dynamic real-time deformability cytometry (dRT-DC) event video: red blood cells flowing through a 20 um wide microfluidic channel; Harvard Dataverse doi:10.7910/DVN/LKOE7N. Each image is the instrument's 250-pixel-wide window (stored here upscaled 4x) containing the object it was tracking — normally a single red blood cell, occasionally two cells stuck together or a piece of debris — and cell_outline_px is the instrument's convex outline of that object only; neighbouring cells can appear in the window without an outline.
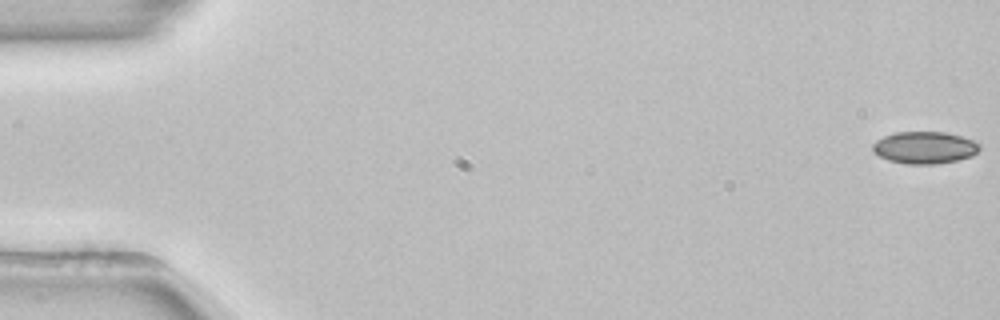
{"species": "common noctule bat (a hibernating species)", "species_latin": "Nyctalus noctula", "temperature_condition": "room temperature", "stored_images_in_passage": 54, "camera_frame_rate_fps": 3000, "um_per_image_px": 0.085, "animal": {"sex": "female", "body_mass_g": 22.7, "forearm_length_mm": 54.2}, "frame": {"image": 1, "passage_image": 1, "time_ms": 0.0, "image_size_px": [1000, 320], "cell_outline_px": [[980, 148], [972, 156], [956, 160], [936, 164], [908, 164], [888, 160], [872, 152], [872, 144], [876, 140], [884, 136], [896, 132], [944, 132], [960, 136], [972, 140], [980, 144]], "centroid_in_image_um": [78.56, 12.54], "position_along_channel_um": 6.4, "area_um2": 19.94}}
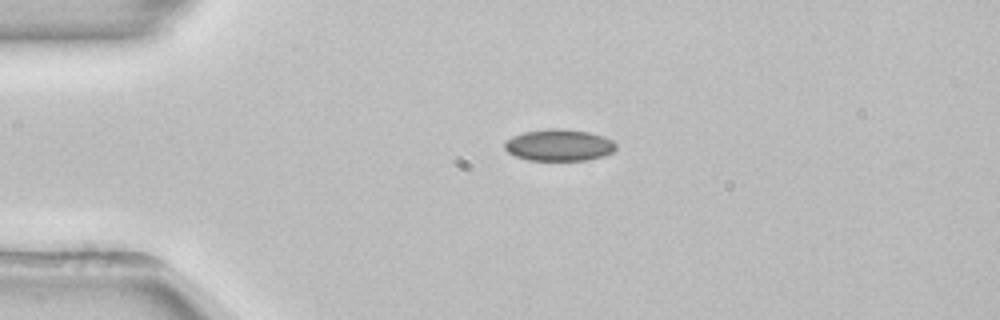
{"frame": {"image": 2, "passage_image": 13, "time_ms": 4.0, "image_size_px": [1000, 320], "cell_outline_px": [[616, 148], [612, 152], [604, 156], [588, 160], [528, 160], [516, 156], [508, 152], [504, 148], [504, 140], [512, 136], [524, 132], [548, 128], [564, 128], [588, 132], [604, 136], [612, 140], [616, 144]], "centroid_in_image_um": [47.51, 12.33], "position_along_channel_um": 37.5, "area_um2": 20.75}}
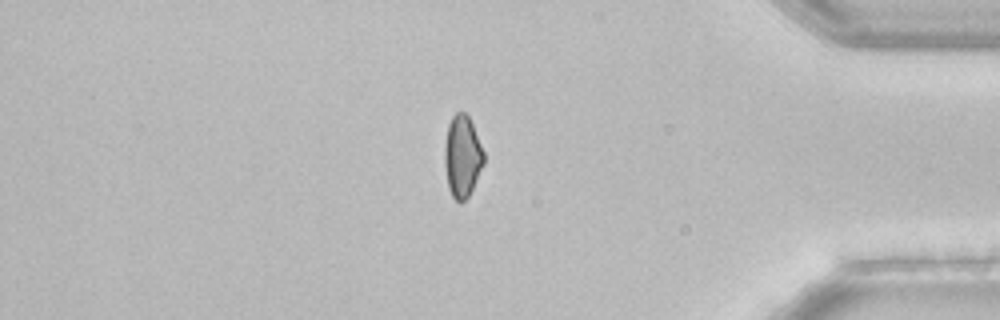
{"frame": {"image": 3, "passage_image": 46, "time_ms": 15.0, "image_size_px": [1000, 320], "cell_outline_px": [[484, 164], [468, 196], [460, 204], [452, 196], [448, 188], [444, 164], [444, 144], [448, 124], [452, 116], [456, 112], [464, 112], [468, 116], [472, 124], [484, 152]], "centroid_in_image_um": [39.27, 13.29], "position_along_channel_um": 395.9, "area_um2": 18.73}, "authors_computed_cell_mechanics": {"area_um2": 19.8543, "velocity_mm_per_s": 3.8635, "shape_relaxation_time_tau1_ms": 3.8568, "shape_relaxation_time_tau2_ms": null, "deformation_change_tau1": 0.0638, "deformation_change_tau2": null}}